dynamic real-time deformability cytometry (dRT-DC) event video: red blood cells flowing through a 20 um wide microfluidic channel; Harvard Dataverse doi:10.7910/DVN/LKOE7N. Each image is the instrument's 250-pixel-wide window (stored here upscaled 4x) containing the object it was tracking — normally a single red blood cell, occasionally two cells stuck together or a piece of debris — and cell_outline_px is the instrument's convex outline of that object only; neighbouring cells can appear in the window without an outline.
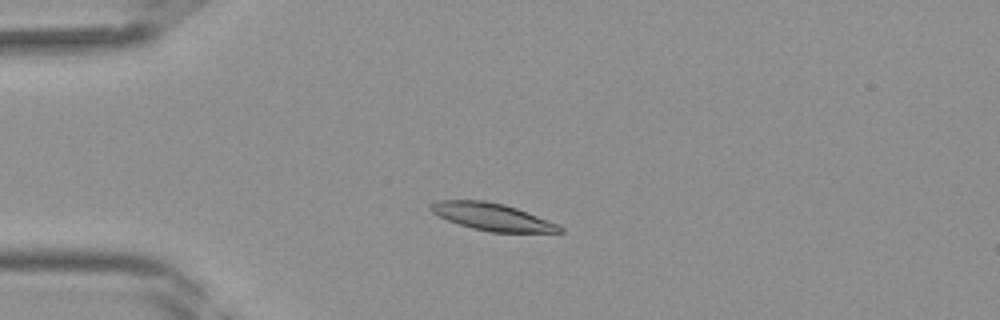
{"species": "Egyptian fruit bat (a non-hibernating species)", "species_latin": "Rousettus aegyptiacus", "temperature_condition": "room temperature", "stored_images_in_passage": 32, "camera_frame_rate_fps": 3000, "um_per_image_px": 0.085, "frame": {"image": 1, "passage_image": 1, "time_ms": 0.0, "image_size_px": [1000, 320], "cell_outline_px": [[564, 232], [492, 232], [472, 228], [448, 220], [432, 212], [432, 204], [436, 200], [484, 200], [504, 204], [516, 208], [556, 224], [564, 228]], "centroid_in_image_um": [41.83, 18.42], "position_along_channel_um": 43.2, "area_um2": 20.0}}
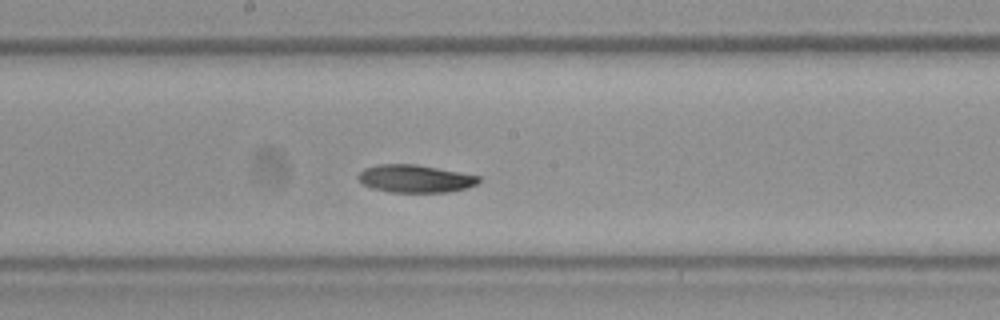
{"frame": {"image": 2, "passage_image": 13, "time_ms": 4.0, "image_size_px": [1000, 320], "cell_outline_px": [[480, 180], [476, 184], [468, 188], [448, 192], [392, 192], [372, 188], [364, 184], [356, 176], [364, 168], [376, 164], [416, 164], [460, 172], [480, 176]], "centroid_in_image_um": [35.29, 15.18], "position_along_channel_um": 212.9, "area_um2": 19.48}}
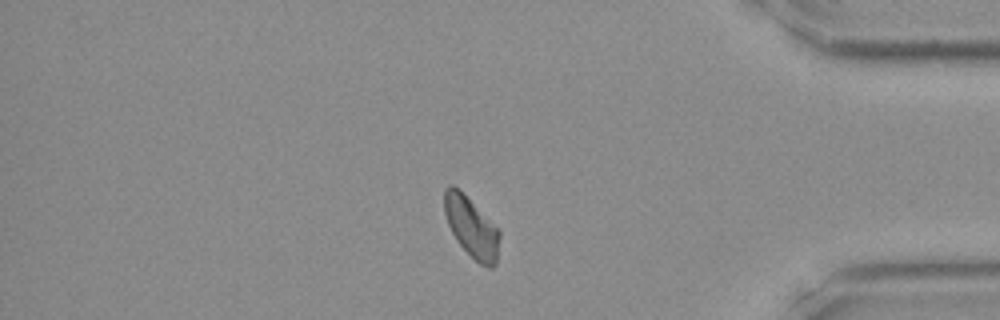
{"frame": {"image": 3, "passage_image": 26, "time_ms": 8.333, "image_size_px": [1000, 320], "cell_outline_px": [[500, 236], [496, 264], [492, 268], [488, 268], [480, 264], [456, 240], [448, 224], [444, 212], [444, 188], [448, 184], [452, 184], [500, 232]], "centroid_in_image_um": [40.05, 19.35], "position_along_channel_um": 395.2, "area_um2": 18.61}}